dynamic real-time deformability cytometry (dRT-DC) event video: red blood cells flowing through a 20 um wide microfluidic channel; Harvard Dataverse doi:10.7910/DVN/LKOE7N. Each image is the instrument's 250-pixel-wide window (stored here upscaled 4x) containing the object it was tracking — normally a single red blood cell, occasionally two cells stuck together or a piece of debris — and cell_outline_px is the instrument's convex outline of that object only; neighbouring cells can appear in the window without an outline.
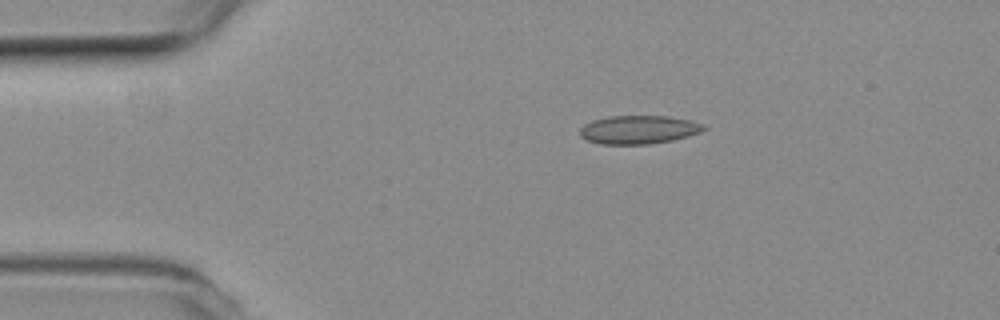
{"species": "common noctule bat (a hibernating species)", "species_latin": "Nyctalus noctula", "temperature_condition": "room temperature", "stored_images_in_passage": 4, "camera_frame_rate_fps": 3000, "um_per_image_px": 0.085, "animal": {"sex": "female", "body_mass_g": 19.3, "forearm_length_mm": 54.1}, "frame": {"image": 1, "passage_image": 2, "time_ms": 0.333, "image_size_px": [1000, 320], "cell_outline_px": [[708, 128], [700, 132], [688, 136], [672, 140], [648, 144], [600, 144], [588, 140], [580, 136], [580, 128], [584, 124], [592, 120], [608, 116], [668, 116], [688, 120], [704, 124]], "centroid_in_image_um": [54.28, 11.02], "position_along_channel_um": 30.7, "area_um2": 20.52}}
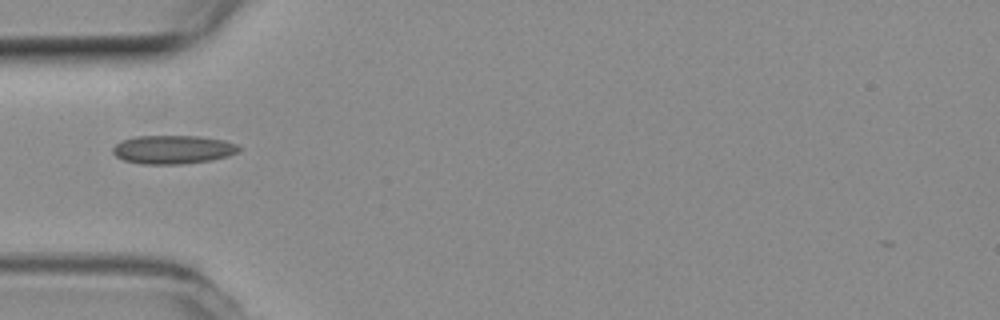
{"frame": {"image": 2, "passage_image": 4, "time_ms": 1.0, "image_size_px": [1000, 320], "cell_outline_px": [[240, 148], [236, 152], [228, 156], [208, 160], [184, 164], [144, 164], [124, 160], [116, 156], [112, 152], [112, 148], [120, 140], [136, 136], [200, 136], [224, 140], [236, 144]], "centroid_in_image_um": [14.66, 12.7], "position_along_channel_um": 70.3, "area_um2": 20.92}}